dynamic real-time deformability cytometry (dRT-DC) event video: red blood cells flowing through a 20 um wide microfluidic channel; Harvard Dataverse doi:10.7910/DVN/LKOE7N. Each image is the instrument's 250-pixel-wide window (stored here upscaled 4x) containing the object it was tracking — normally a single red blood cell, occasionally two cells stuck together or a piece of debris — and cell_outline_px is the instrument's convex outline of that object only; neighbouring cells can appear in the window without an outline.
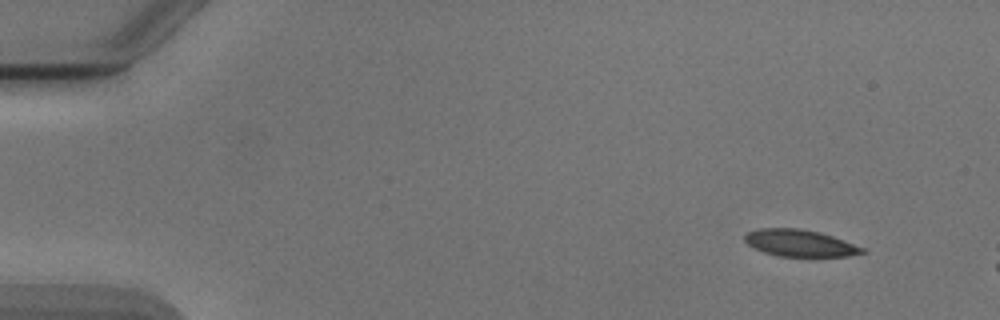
{"species": "Egyptian fruit bat (a non-hibernating species)", "species_latin": "Rousettus aegyptiacus", "temperature_condition": "cold", "stored_images_in_passage": 8, "camera_frame_rate_fps": 3000, "um_per_image_px": 0.085, "animal": {"sex": "male"}, "frame": {"image": 1, "passage_image": 1, "time_ms": 0.0, "image_size_px": [1000, 320], "cell_outline_px": [[868, 252], [848, 256], [776, 256], [764, 252], [748, 244], [744, 240], [744, 236], [748, 232], [760, 228], [800, 228], [820, 232], [832, 236], [864, 248]], "centroid_in_image_um": [67.99, 20.66], "position_along_channel_um": 17.0, "area_um2": 18.26}}